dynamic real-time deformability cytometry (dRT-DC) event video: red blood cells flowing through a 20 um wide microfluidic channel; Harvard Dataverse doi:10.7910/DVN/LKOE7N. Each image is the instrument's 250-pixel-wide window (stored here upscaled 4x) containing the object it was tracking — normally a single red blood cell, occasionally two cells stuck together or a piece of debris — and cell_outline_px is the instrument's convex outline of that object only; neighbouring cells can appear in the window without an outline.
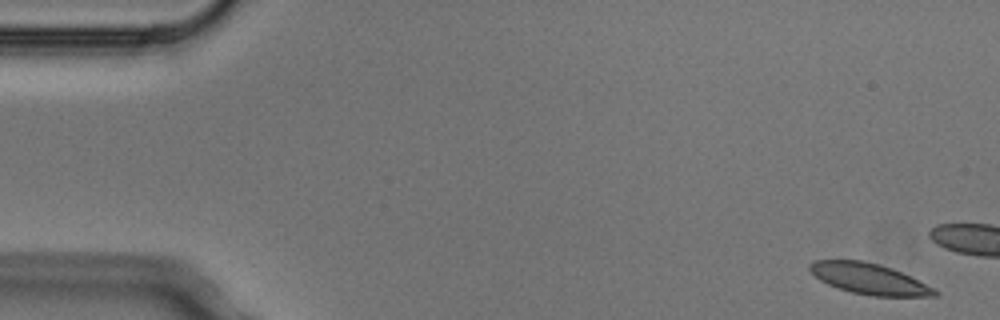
{"species": "Egyptian fruit bat (a non-hibernating species)", "species_latin": "Rousettus aegyptiacus", "temperature_condition": "cold", "stored_images_in_passage": 7, "camera_frame_rate_fps": 3000, "um_per_image_px": 0.085, "animal": {"sex": "male"}, "frame": {"image": 1, "passage_image": 1, "time_ms": 0.0, "image_size_px": [1000, 320], "cell_outline_px": [[940, 292], [936, 296], [872, 296], [852, 292], [828, 284], [820, 280], [808, 268], [808, 264], [812, 260], [864, 260], [880, 264], [892, 268], [936, 288]], "centroid_in_image_um": [73.9, 23.69], "position_along_channel_um": 11.1, "area_um2": 22.48}}
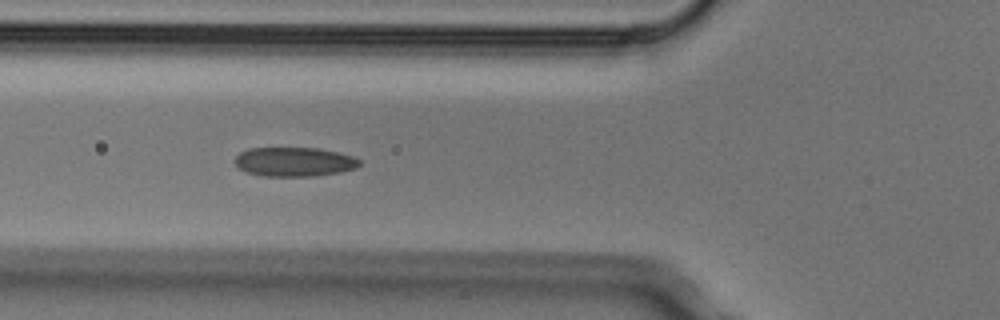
{"frame": {"image": 2, "passage_image": 6, "time_ms": 1.667, "image_size_px": [1000, 320], "cell_outline_px": [[360, 164], [356, 168], [340, 172], [312, 176], [264, 176], [248, 172], [240, 168], [236, 164], [236, 156], [240, 152], [248, 148], [320, 148], [352, 156], [360, 160]], "centroid_in_image_um": [25.02, 13.75], "position_along_channel_um": 100.8, "area_um2": 21.04}}
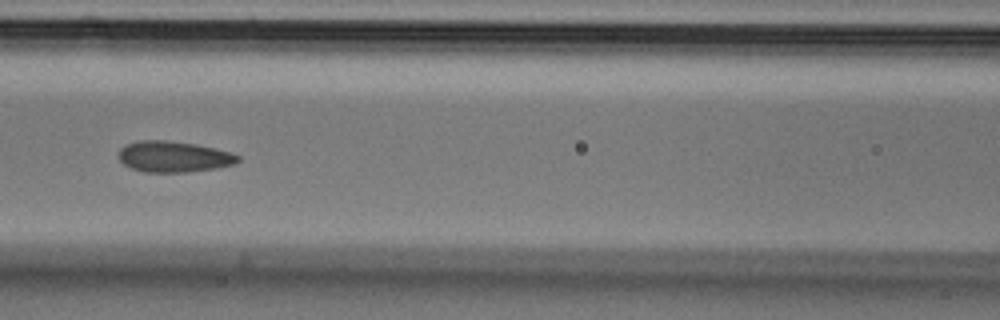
{"frame": {"image": 3, "passage_image": 7, "time_ms": 2.0, "image_size_px": [1000, 320], "cell_outline_px": [[240, 160], [236, 164], [216, 168], [188, 172], [144, 172], [132, 168], [124, 164], [120, 160], [120, 148], [128, 144], [140, 140], [164, 140], [196, 144], [232, 152], [240, 156]], "centroid_in_image_um": [14.81, 13.32], "position_along_channel_um": 151.8, "area_um2": 21.5}}